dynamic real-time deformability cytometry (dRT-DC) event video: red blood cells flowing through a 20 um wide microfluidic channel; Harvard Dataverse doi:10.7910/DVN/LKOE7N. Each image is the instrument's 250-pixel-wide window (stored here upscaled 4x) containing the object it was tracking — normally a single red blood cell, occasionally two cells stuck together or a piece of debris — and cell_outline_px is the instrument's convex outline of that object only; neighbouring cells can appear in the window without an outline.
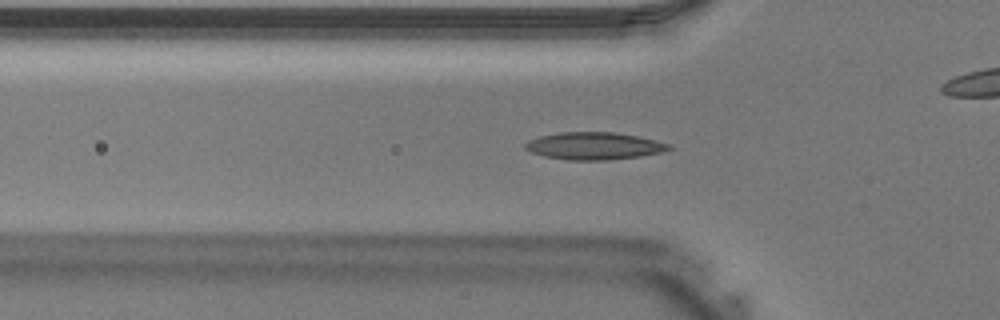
{"species": "Egyptian fruit bat (a non-hibernating species)", "species_latin": "Rousettus aegyptiacus", "temperature_condition": "warm", "stored_images_in_passage": 40, "camera_frame_rate_fps": 3000, "um_per_image_px": 0.085, "animal": {"sex": "male"}, "frame": {"image": 1, "passage_image": 12, "time_ms": 3.667, "image_size_px": [1000, 320], "cell_outline_px": [[672, 148], [660, 152], [640, 156], [608, 160], [568, 160], [544, 156], [532, 152], [524, 148], [524, 144], [528, 140], [540, 136], [560, 132], [612, 132], [636, 136], [672, 144]], "centroid_in_image_um": [50.47, 12.4], "position_along_channel_um": 75.3, "area_um2": 22.77}}
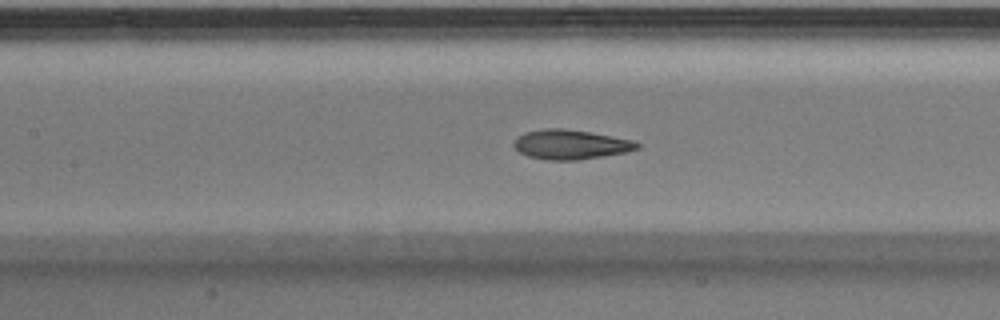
{"frame": {"image": 2, "passage_image": 17, "time_ms": 5.333, "image_size_px": [1000, 320], "cell_outline_px": [[640, 148], [624, 152], [604, 156], [576, 160], [548, 160], [528, 156], [520, 152], [512, 144], [516, 136], [524, 132], [544, 128], [560, 128], [588, 132], [632, 140], [640, 144]], "centroid_in_image_um": [48.45, 12.28], "position_along_channel_um": 158.9, "area_um2": 21.1}}
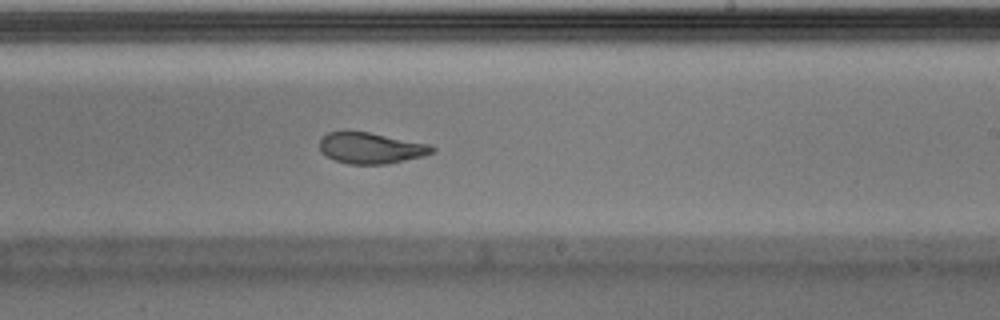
{"frame": {"image": 3, "passage_image": 23, "time_ms": 7.333, "image_size_px": [1000, 320], "cell_outline_px": [[436, 148], [432, 152], [424, 156], [388, 164], [348, 164], [336, 160], [328, 156], [320, 148], [320, 140], [328, 132], [344, 128], [368, 132], [432, 144]], "centroid_in_image_um": [31.53, 12.55], "position_along_channel_um": 257.5, "area_um2": 20.75}}